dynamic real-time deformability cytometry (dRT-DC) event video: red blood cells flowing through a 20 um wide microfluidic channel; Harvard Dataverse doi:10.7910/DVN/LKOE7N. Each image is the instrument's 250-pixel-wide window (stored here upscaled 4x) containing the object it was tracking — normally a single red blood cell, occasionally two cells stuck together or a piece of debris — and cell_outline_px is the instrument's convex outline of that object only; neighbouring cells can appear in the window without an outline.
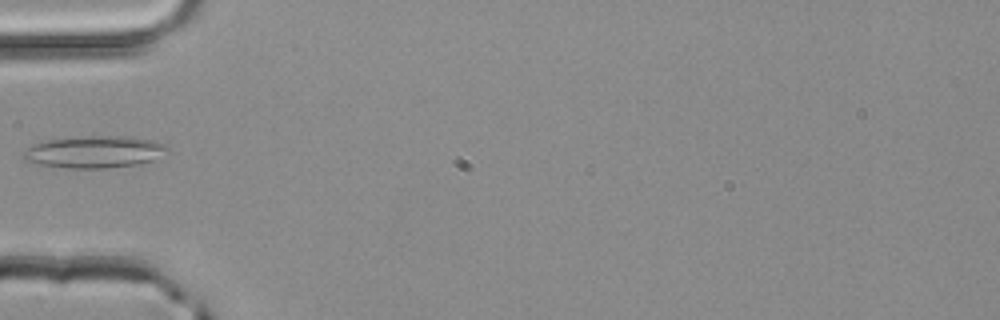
{"species": "common noctule bat (a hibernating species)", "species_latin": "Nyctalus noctula", "temperature_condition": "room temperature", "stored_images_in_passage": 2, "camera_frame_rate_fps": 3000, "um_per_image_px": 0.085, "animal": {"sex": "male", "body_mass_g": 20.4}, "frame": {"image": 1, "passage_image": 2, "time_ms": 0.333, "image_size_px": [1000, 320], "cell_outline_px": [[168, 152], [152, 160], [136, 164], [108, 168], [68, 168], [40, 164], [24, 160], [20, 156], [32, 144], [48, 140], [92, 136], [132, 136], [156, 140], [164, 144], [168, 148]], "centroid_in_image_um": [8.05, 12.9], "position_along_channel_um": 76.9, "area_um2": 26.82}}